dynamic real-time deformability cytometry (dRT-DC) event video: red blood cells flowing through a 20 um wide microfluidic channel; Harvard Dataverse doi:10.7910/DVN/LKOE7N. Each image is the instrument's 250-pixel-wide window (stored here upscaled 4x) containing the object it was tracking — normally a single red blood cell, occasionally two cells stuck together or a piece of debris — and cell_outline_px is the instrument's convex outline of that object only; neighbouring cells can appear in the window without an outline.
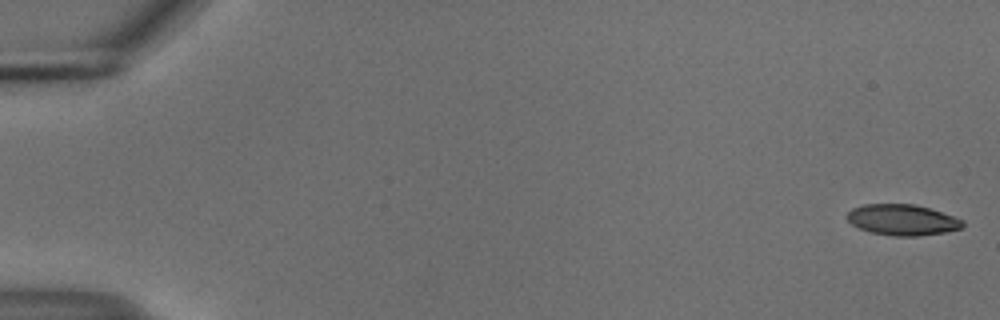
{"species": "common noctule bat (a hibernating species)", "species_latin": "Nyctalus noctula", "temperature_condition": "cold", "stored_images_in_passage": 56, "camera_frame_rate_fps": 3000, "um_per_image_px": 0.085, "animal": {"sex": "male", "body_mass_g": 18.8}, "frame": {"image": 1, "passage_image": 1, "time_ms": 0.0, "image_size_px": [1000, 320], "cell_outline_px": [[964, 228], [944, 232], [916, 236], [892, 236], [872, 232], [860, 228], [852, 224], [844, 216], [852, 208], [864, 204], [916, 204], [964, 220]], "centroid_in_image_um": [76.69, 18.68], "position_along_channel_um": 8.3, "area_um2": 20.75}}
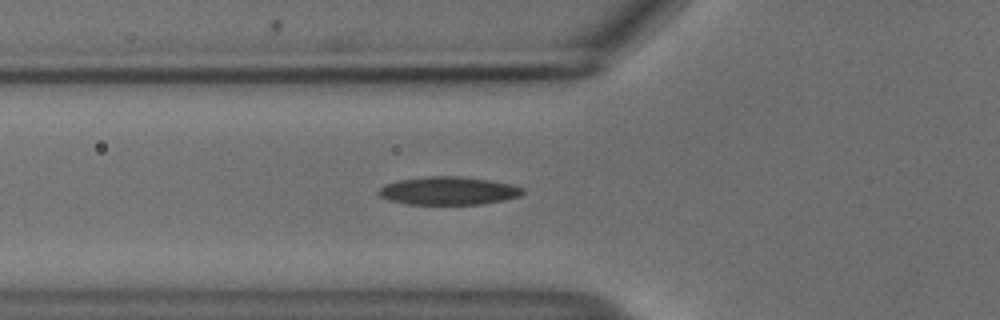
{"frame": {"image": 2, "passage_image": 20, "time_ms": 6.333, "image_size_px": [1000, 320], "cell_outline_px": [[524, 192], [520, 196], [504, 200], [480, 204], [404, 204], [388, 200], [380, 196], [376, 192], [384, 184], [396, 180], [424, 176], [460, 176], [488, 180], [508, 184], [524, 188]], "centroid_in_image_um": [38.05, 16.21], "position_along_channel_um": 87.8, "area_um2": 23.7}}
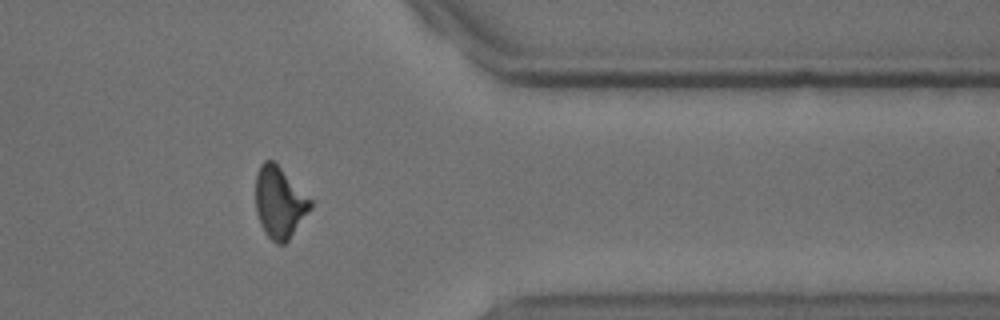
{"frame": {"image": 3, "passage_image": 45, "time_ms": 14.667, "image_size_px": [1000, 320], "cell_outline_px": [[312, 208], [288, 240], [284, 244], [276, 244], [264, 232], [260, 224], [256, 212], [256, 172], [260, 164], [264, 160], [272, 160], [312, 200]], "centroid_in_image_um": [23.74, 17.22], "position_along_channel_um": 387.7, "area_um2": 22.66}}